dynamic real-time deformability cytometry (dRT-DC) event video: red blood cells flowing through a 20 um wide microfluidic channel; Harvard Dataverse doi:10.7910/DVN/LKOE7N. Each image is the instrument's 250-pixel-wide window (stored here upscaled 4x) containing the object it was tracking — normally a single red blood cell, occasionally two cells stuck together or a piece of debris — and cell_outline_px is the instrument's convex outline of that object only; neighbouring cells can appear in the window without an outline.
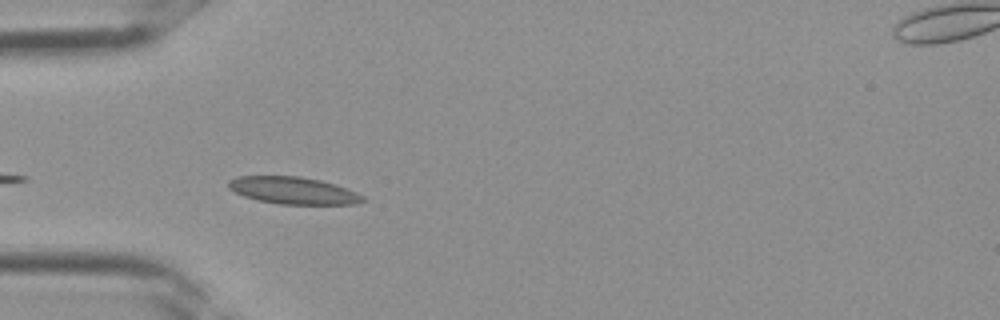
{"species": "Egyptian fruit bat (a non-hibernating species)", "species_latin": "Rousettus aegyptiacus", "temperature_condition": "room temperature", "stored_images_in_passage": 14, "camera_frame_rate_fps": 3000, "um_per_image_px": 0.085, "frame": {"image": 1, "passage_image": 7, "time_ms": 2.0, "image_size_px": [1000, 320], "cell_outline_px": [[368, 200], [356, 204], [280, 204], [256, 200], [244, 196], [228, 188], [228, 180], [236, 176], [300, 176], [320, 180], [336, 184], [348, 188], [364, 196]], "centroid_in_image_um": [24.95, 16.19], "position_along_channel_um": 60.0, "area_um2": 21.44}}